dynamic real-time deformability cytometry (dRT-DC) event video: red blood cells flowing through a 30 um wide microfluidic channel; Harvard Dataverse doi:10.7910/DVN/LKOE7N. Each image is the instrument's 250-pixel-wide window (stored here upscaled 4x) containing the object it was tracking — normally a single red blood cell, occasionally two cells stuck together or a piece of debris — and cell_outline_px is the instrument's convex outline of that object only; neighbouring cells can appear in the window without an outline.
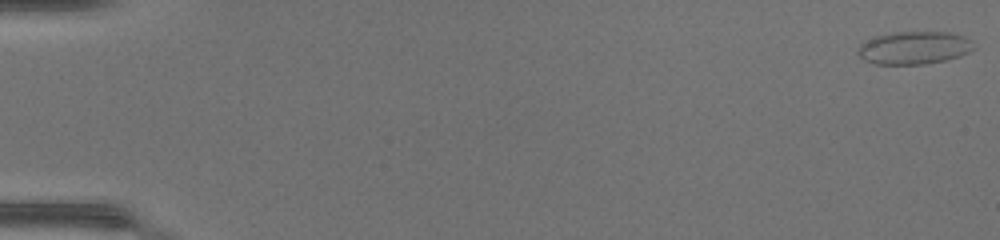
{"species": "common noctule bat (a hibernating species)", "species_latin": "Nyctalus noctula", "temperature_condition": "warm", "stored_images_in_passage": 49, "camera_frame_rate_fps": 3000, "um_per_image_px": 0.085, "animal": {"sex": "female", "body_mass_g": 17.0, "forearm_length_mm": 48.0}, "frame": {"image": 1, "passage_image": 1, "time_ms": 0.0, "image_size_px": [1000, 240], "cell_outline_px": [[976, 48], [960, 56], [944, 60], [920, 64], [876, 64], [864, 60], [856, 52], [860, 44], [876, 36], [896, 32], [948, 32], [964, 36], [972, 40]], "centroid_in_image_um": [77.72, 4.06], "position_along_channel_um": 7.3, "area_um2": 22.08}}
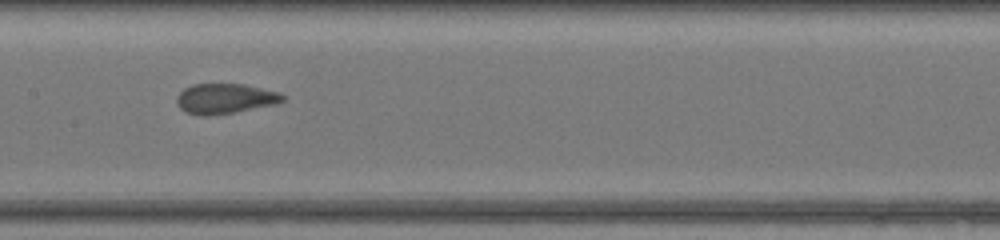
{"frame": {"image": 2, "passage_image": 26, "time_ms": 8.333, "image_size_px": [1000, 240], "cell_outline_px": [[284, 100], [276, 104], [236, 112], [204, 116], [200, 116], [188, 112], [180, 108], [176, 100], [176, 96], [184, 88], [192, 84], [244, 84], [280, 92], [284, 96]], "centroid_in_image_um": [19.13, 8.38], "position_along_channel_um": 188.3, "area_um2": 18.61}}
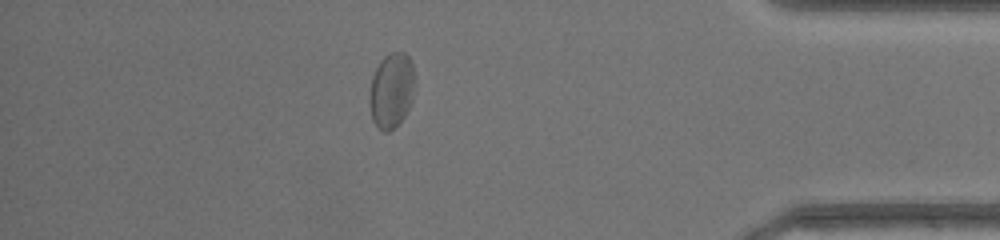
{"frame": {"image": 3, "passage_image": 43, "time_ms": 14.0, "image_size_px": [1000, 240], "cell_outline_px": [[416, 84], [412, 100], [404, 116], [388, 132], [384, 132], [372, 120], [368, 104], [372, 76], [380, 60], [388, 52], [404, 52], [412, 60]], "centroid_in_image_um": [33.28, 7.63], "position_along_channel_um": 401.9, "area_um2": 20.11}, "authors_computed_cell_mechanics": {"area_um2": 18.9006, "velocity_mm_per_s": 4.3755, "shape_relaxation_time_tau1_ms": 6.1115, "shape_relaxation_time_tau2_ms": null, "deformation_change_tau1": 0.1212, "deformation_change_tau2": null}}